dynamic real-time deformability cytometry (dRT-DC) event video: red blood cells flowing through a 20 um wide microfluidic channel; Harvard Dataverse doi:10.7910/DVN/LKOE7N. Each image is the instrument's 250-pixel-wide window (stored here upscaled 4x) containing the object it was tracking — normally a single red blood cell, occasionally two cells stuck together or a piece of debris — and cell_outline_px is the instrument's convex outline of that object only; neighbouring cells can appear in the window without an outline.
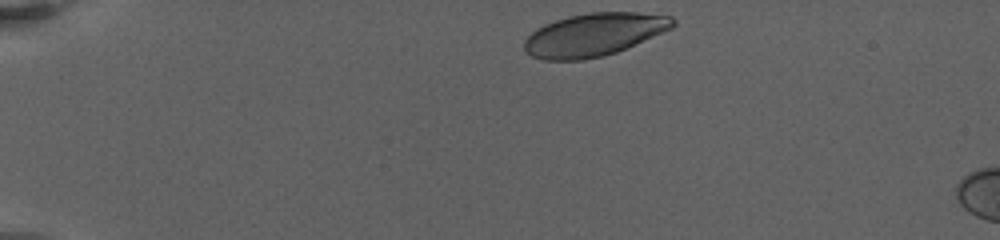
{"species": "human", "species_latin": "Homo sapiens", "temperature_condition": "warm", "stored_images_in_passage": 7, "camera_frame_rate_fps": 3000, "um_per_image_px": 0.085, "donor": {"sex": "female"}, "frame": {"image": 1, "passage_image": 1, "time_ms": 0.0, "image_size_px": [1000, 240], "cell_outline_px": [[676, 24], [672, 28], [616, 52], [600, 56], [580, 60], [544, 60], [532, 56], [524, 48], [524, 40], [532, 32], [544, 24], [568, 16], [592, 12], [636, 12], [672, 16], [676, 20]], "centroid_in_image_um": [50.5, 2.93], "position_along_channel_um": 34.5, "area_um2": 36.82}}
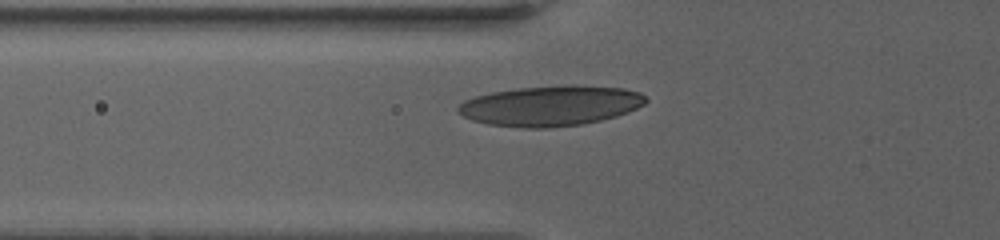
{"frame": {"image": 2, "passage_image": 5, "time_ms": 4.0, "image_size_px": [1000, 240], "cell_outline_px": [[648, 100], [644, 104], [628, 112], [616, 116], [600, 120], [580, 124], [548, 128], [524, 128], [488, 124], [472, 120], [456, 112], [456, 108], [464, 100], [476, 96], [492, 92], [520, 88], [564, 84], [576, 84], [624, 88], [640, 92]], "centroid_in_image_um": [46.8, 8.98], "position_along_channel_um": 79.0, "area_um2": 44.22}}
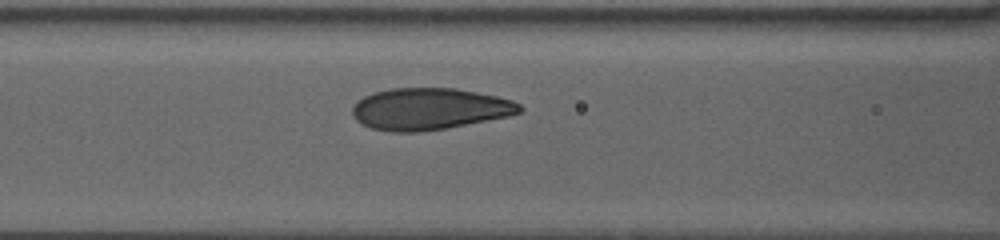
{"frame": {"image": 3, "passage_image": 7, "time_ms": 5.667, "image_size_px": [1000, 240], "cell_outline_px": [[524, 108], [520, 112], [508, 116], [444, 128], [416, 132], [392, 132], [372, 128], [356, 120], [352, 116], [352, 108], [364, 96], [372, 92], [392, 88], [456, 88], [496, 96], [512, 100], [520, 104]], "centroid_in_image_um": [36.49, 9.25], "position_along_channel_um": 130.1, "area_um2": 40.34}}